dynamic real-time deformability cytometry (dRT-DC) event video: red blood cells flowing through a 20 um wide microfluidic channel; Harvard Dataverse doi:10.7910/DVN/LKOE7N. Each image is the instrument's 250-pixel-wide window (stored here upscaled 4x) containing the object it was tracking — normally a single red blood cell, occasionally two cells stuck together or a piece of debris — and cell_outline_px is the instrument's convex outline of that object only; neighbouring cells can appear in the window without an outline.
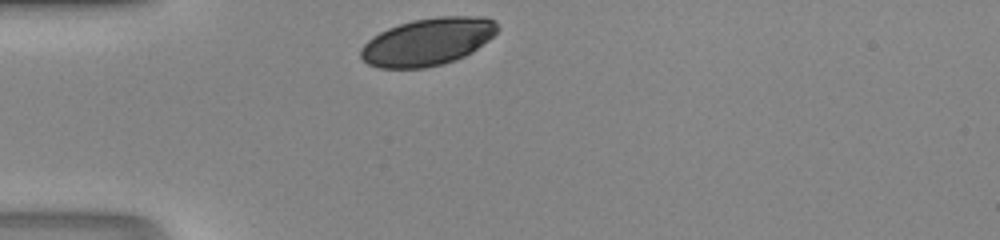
{"species": "human", "species_latin": "Homo sapiens", "temperature_condition": "room temperature", "stored_images_in_passage": 26, "camera_frame_rate_fps": 3000, "um_per_image_px": 0.085, "donor": {"sex": "male"}, "frame": {"image": 1, "passage_image": 1, "time_ms": 0.0, "image_size_px": [1000, 240], "cell_outline_px": [[500, 28], [488, 40], [472, 52], [456, 60], [444, 64], [424, 68], [380, 68], [368, 64], [360, 56], [360, 48], [372, 36], [388, 28], [412, 20], [436, 16], [484, 16], [496, 20]], "centroid_in_image_um": [36.37, 3.54], "position_along_channel_um": 48.6, "area_um2": 38.03}}
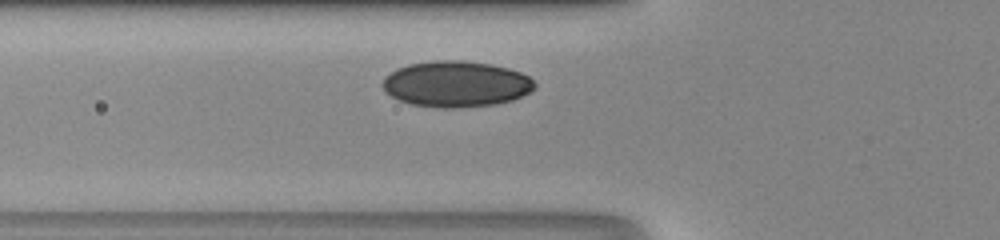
{"frame": {"image": 2, "passage_image": 5, "time_ms": 1.333, "image_size_px": [1000, 240], "cell_outline_px": [[536, 88], [512, 100], [496, 104], [456, 108], [444, 108], [412, 104], [400, 100], [392, 96], [380, 84], [384, 76], [396, 68], [408, 64], [432, 60], [460, 60], [492, 64], [508, 68], [520, 72], [528, 76], [536, 84]], "centroid_in_image_um": [38.75, 7.13], "position_along_channel_um": 87.1, "area_um2": 40.81}}
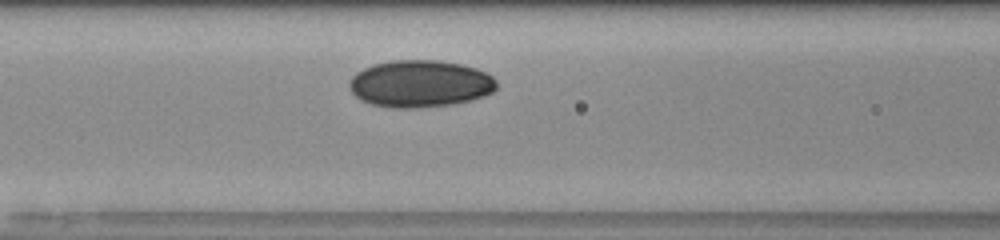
{"frame": {"image": 3, "passage_image": 8, "time_ms": 2.333, "image_size_px": [1000, 240], "cell_outline_px": [[496, 88], [492, 92], [484, 96], [472, 100], [452, 104], [420, 108], [392, 108], [372, 104], [360, 100], [348, 88], [348, 84], [352, 76], [356, 72], [364, 68], [376, 64], [392, 60], [440, 60], [460, 64], [476, 68], [492, 76], [496, 80]], "centroid_in_image_um": [35.7, 7.12], "position_along_channel_um": 130.9, "area_um2": 40.58}}